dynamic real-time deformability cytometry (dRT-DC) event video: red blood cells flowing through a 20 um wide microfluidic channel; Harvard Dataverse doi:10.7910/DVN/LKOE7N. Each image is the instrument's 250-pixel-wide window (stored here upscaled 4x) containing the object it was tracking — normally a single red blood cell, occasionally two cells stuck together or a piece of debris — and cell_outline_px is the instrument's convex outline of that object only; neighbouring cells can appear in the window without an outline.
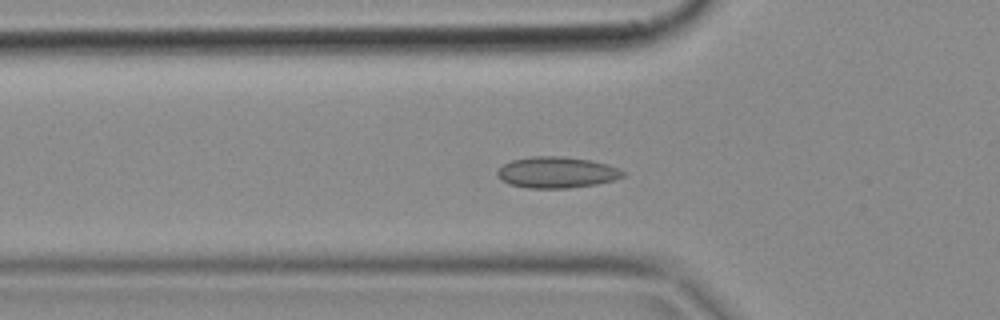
{"species": "common noctule bat (a hibernating species)", "species_latin": "Nyctalus noctula", "temperature_condition": "cold", "stored_images_in_passage": 50, "camera_frame_rate_fps": 3000, "um_per_image_px": 0.085, "animal": {"sex": "female", "body_mass_g": 18.4}, "frame": {"image": 1, "passage_image": 16, "time_ms": 5.0, "image_size_px": [1000, 320], "cell_outline_px": [[624, 176], [612, 180], [596, 184], [568, 188], [528, 188], [508, 184], [496, 172], [504, 164], [512, 160], [532, 156], [560, 156], [592, 160], [608, 164], [624, 172]], "centroid_in_image_um": [47.32, 14.65], "position_along_channel_um": 78.5, "area_um2": 22.6}}
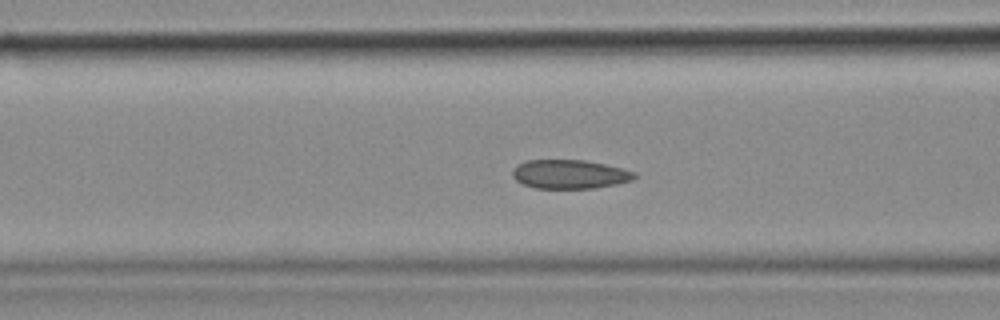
{"frame": {"image": 2, "passage_image": 19, "time_ms": 6.0, "image_size_px": [1000, 320], "cell_outline_px": [[636, 176], [632, 180], [616, 184], [596, 188], [532, 188], [516, 180], [512, 176], [512, 168], [516, 164], [524, 160], [584, 160], [604, 164], [636, 172]], "centroid_in_image_um": [48.37, 14.8], "position_along_channel_um": 118.2, "area_um2": 20.63}}
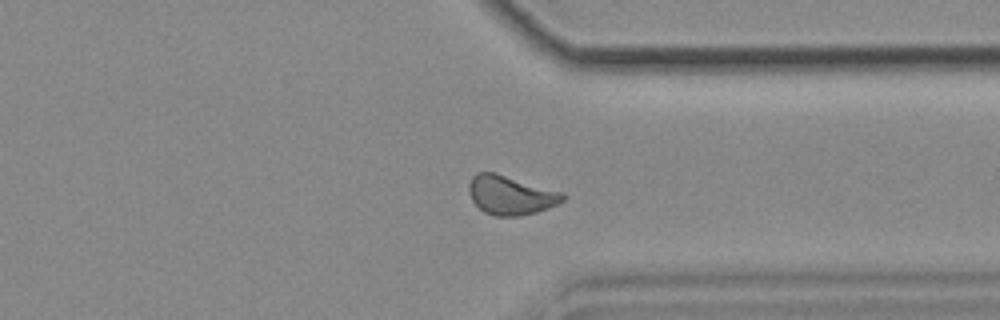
{"frame": {"image": 3, "passage_image": 38, "time_ms": 12.333, "image_size_px": [1000, 320], "cell_outline_px": [[568, 196], [564, 200], [548, 208], [536, 212], [520, 216], [496, 216], [484, 212], [472, 200], [468, 192], [468, 184], [472, 176], [476, 172], [496, 172], [564, 192]], "centroid_in_image_um": [43.41, 16.57], "position_along_channel_um": 368.0, "area_um2": 21.68}}